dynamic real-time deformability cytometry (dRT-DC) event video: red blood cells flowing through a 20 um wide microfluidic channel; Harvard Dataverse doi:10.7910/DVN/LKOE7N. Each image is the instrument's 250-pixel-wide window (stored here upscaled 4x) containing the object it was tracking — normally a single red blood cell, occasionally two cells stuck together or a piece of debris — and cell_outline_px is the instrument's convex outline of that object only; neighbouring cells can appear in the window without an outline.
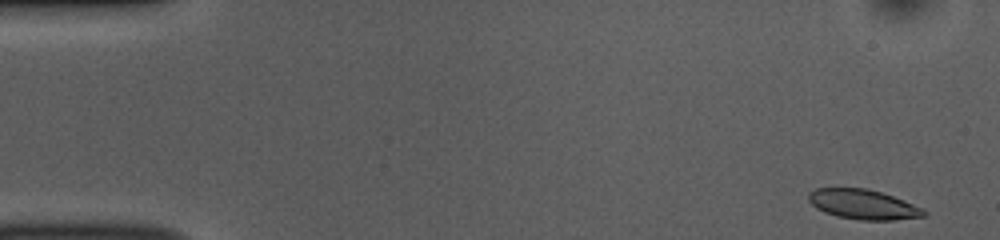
{"species": "common noctule bat (a hibernating species)", "species_latin": "Nyctalus noctula", "temperature_condition": "room temperature", "stored_images_in_passage": 50, "camera_frame_rate_fps": 3000, "um_per_image_px": 0.085, "animal": {"sex": "female", "body_mass_g": 10.0, "forearm_length_mm": 53.1}, "frame": {"image": 1, "passage_image": 1, "time_ms": 0.0, "image_size_px": [1000, 240], "cell_outline_px": [[928, 212], [924, 216], [892, 220], [860, 220], [836, 216], [824, 212], [816, 208], [808, 200], [808, 192], [816, 188], [868, 188], [904, 200], [924, 208]], "centroid_in_image_um": [73.36, 17.37], "position_along_channel_um": 11.6, "area_um2": 20.11}}
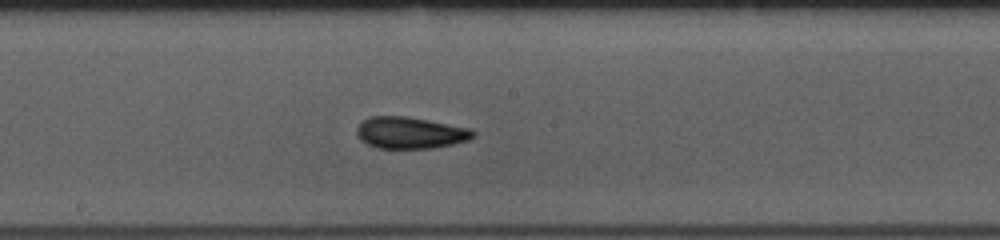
{"frame": {"image": 2, "passage_image": 26, "time_ms": 8.333, "image_size_px": [1000, 240], "cell_outline_px": [[476, 136], [468, 140], [452, 144], [432, 148], [376, 148], [360, 140], [356, 132], [356, 128], [368, 116], [404, 116], [428, 120], [468, 128], [476, 132]], "centroid_in_image_um": [34.85, 11.29], "position_along_channel_um": 213.3, "area_um2": 21.39}}
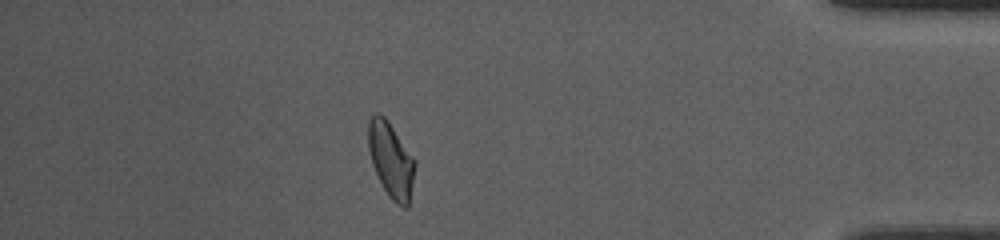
{"frame": {"image": 3, "passage_image": 44, "time_ms": 14.333, "image_size_px": [1000, 240], "cell_outline_px": [[416, 164], [408, 208], [404, 208], [396, 204], [388, 196], [372, 164], [368, 148], [368, 120], [372, 112], [380, 112], [388, 120], [416, 160]], "centroid_in_image_um": [33.23, 13.55], "position_along_channel_um": 402.0, "area_um2": 20.69}, "authors_computed_cell_mechanics": {"area_um2": 20.519, "velocity_mm_per_s": 3.8335, "shape_relaxation_time_tau1_ms": 2.6962, "shape_relaxation_time_tau2_ms": 1.9209, "deformation_change_tau1": 0.1333, "deformation_change_tau2": 0.0906}}